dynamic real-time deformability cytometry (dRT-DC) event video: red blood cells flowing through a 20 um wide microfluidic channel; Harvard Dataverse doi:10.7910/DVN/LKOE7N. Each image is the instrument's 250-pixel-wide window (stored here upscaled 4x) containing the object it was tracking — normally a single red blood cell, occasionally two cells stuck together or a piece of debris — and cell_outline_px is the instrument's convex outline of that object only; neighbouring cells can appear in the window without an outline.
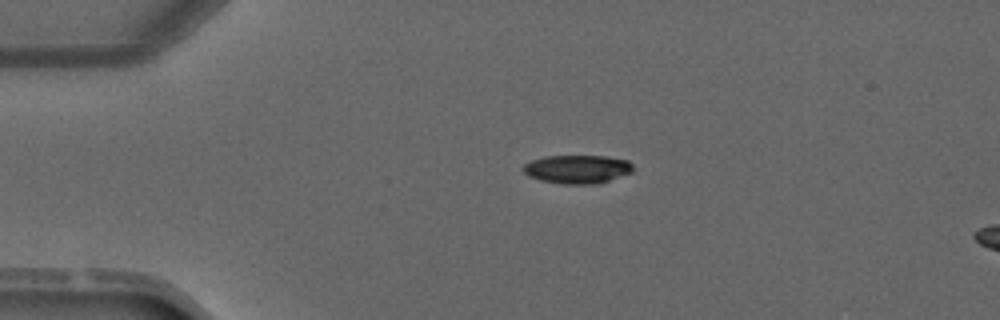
{"species": "common noctule bat (a hibernating species)", "species_latin": "Nyctalus noctula", "temperature_condition": "warm", "stored_images_in_passage": 3, "segment_of_instrument_passage": [1, 2], "camera_frame_rate_fps": 3000, "um_per_image_px": 0.085, "animal": {"sex": "male", "forearm_length_mm": 52.5}, "frame": {"image": 1, "passage_image": 1, "time_ms": 0.0, "image_size_px": [1000, 320], "cell_outline_px": [[632, 172], [600, 184], [560, 184], [540, 180], [528, 176], [520, 168], [524, 164], [532, 160], [544, 156], [608, 156], [628, 160], [632, 164]], "centroid_in_image_um": [49.06, 14.38], "position_along_channel_um": 35.9, "area_um2": 18.5}}